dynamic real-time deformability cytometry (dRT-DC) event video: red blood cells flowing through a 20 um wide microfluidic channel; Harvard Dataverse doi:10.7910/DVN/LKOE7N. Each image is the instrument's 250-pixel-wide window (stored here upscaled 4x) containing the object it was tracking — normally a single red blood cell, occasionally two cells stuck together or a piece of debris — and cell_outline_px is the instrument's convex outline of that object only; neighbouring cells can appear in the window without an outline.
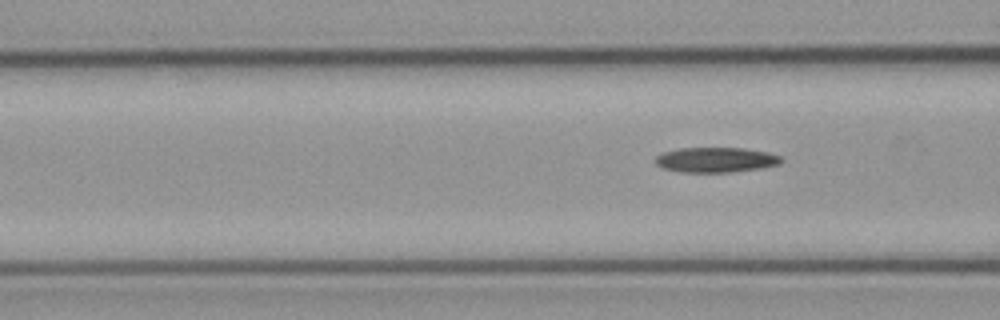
{"species": "common noctule bat (a hibernating species)", "species_latin": "Nyctalus noctula", "temperature_condition": "cold", "stored_images_in_passage": 7, "camera_frame_rate_fps": 3000, "um_per_image_px": 0.085, "animal": {"sex": "male", "body_mass_g": 23.1, "forearm_length_mm": 52.7}, "frame": {"image": 1, "passage_image": 6, "time_ms": 6.667, "image_size_px": [1000, 320], "cell_outline_px": [[784, 160], [780, 164], [760, 168], [728, 172], [684, 172], [664, 168], [656, 164], [656, 156], [660, 152], [676, 148], [744, 148], [768, 152], [780, 156]], "centroid_in_image_um": [60.84, 13.57], "position_along_channel_um": 105.8, "area_um2": 18.38}}